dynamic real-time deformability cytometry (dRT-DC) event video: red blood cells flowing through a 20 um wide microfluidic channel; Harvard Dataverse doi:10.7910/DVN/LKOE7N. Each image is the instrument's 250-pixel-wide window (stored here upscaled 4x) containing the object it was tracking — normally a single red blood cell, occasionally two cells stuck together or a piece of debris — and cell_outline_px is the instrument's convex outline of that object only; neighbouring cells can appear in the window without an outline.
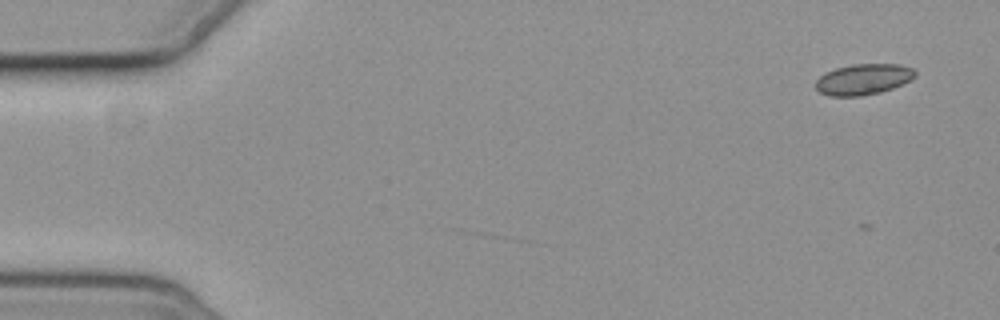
{"species": "common noctule bat (a hibernating species)", "species_latin": "Nyctalus noctula", "temperature_condition": "cold", "stored_images_in_passage": 6, "camera_frame_rate_fps": 3000, "um_per_image_px": 0.085, "animal": {"sex": "female", "body_mass_g": 19.3, "forearm_length_mm": 54.1}, "frame": {"image": 1, "passage_image": 1, "time_ms": 0.0, "image_size_px": [1000, 320], "cell_outline_px": [[916, 76], [892, 88], [880, 92], [860, 96], [828, 96], [820, 92], [816, 88], [816, 80], [824, 72], [836, 68], [852, 64], [900, 64], [912, 68], [916, 72]], "centroid_in_image_um": [73.35, 6.73], "position_along_channel_um": 11.7, "area_um2": 17.8}}
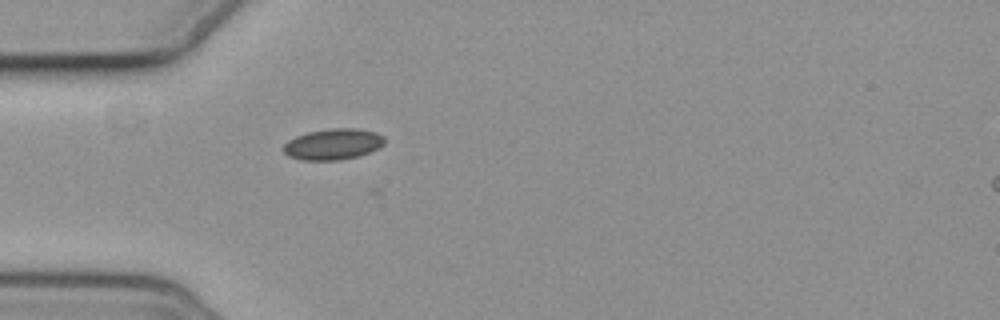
{"frame": {"image": 2, "passage_image": 5, "time_ms": 4.667, "image_size_px": [1000, 320], "cell_outline_px": [[384, 144], [368, 152], [356, 156], [340, 160], [300, 160], [288, 156], [280, 148], [288, 140], [296, 136], [308, 132], [332, 128], [356, 128], [376, 132], [384, 136]], "centroid_in_image_um": [28.26, 12.25], "position_along_channel_um": 56.7, "area_um2": 18.26}}